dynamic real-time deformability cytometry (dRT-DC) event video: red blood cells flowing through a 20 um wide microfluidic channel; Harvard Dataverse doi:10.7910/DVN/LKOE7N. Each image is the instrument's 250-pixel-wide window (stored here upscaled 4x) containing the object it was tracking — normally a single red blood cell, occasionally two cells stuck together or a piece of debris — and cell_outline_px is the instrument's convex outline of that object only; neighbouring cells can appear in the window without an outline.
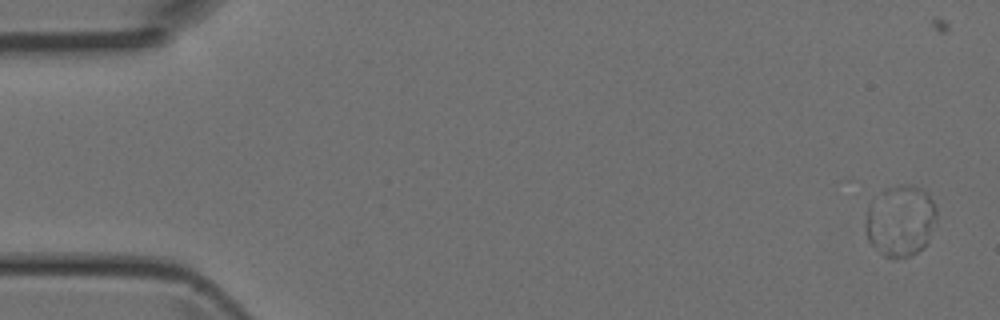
{"species": "Egyptian fruit bat (a non-hibernating species)", "species_latin": "Rousettus aegyptiacus", "temperature_condition": "room temperature", "stored_images_in_passage": 2, "camera_frame_rate_fps": 3000, "um_per_image_px": 0.085, "animal": {"sex": "female"}, "frame": {"image": 1, "passage_image": 2, "time_ms": 0.333, "image_size_px": [1000, 320], "cell_outline_px": [[936, 216], [928, 240], [924, 248], [908, 256], [896, 260], [884, 256], [868, 240], [868, 204], [884, 188], [900, 184], [912, 184], [920, 188], [932, 200], [936, 208]], "centroid_in_image_um": [76.55, 18.75], "position_along_channel_um": 8.5, "area_um2": 29.19}}